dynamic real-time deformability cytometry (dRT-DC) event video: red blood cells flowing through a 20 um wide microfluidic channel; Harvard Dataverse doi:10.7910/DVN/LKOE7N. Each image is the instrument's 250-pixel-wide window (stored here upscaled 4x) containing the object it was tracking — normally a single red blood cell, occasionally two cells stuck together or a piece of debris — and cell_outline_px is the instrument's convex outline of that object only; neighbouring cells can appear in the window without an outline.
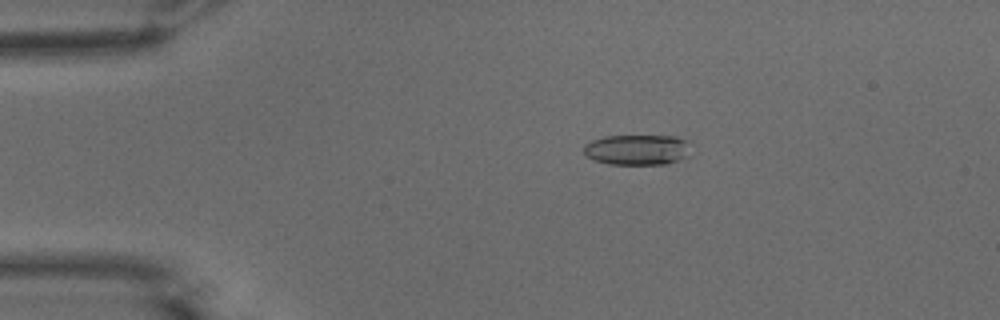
{"species": "common noctule bat (a hibernating species)", "species_latin": "Nyctalus noctula", "temperature_condition": "warm", "stored_images_in_passage": 54, "camera_frame_rate_fps": 3000, "um_per_image_px": 0.085, "animal": {"sex": "male", "body_mass_g": 15.6}, "frame": {"image": 1, "passage_image": 11, "time_ms": 3.333, "image_size_px": [1000, 320], "cell_outline_px": [[688, 156], [664, 164], [608, 164], [584, 156], [584, 144], [592, 140], [604, 136], [676, 136], [688, 140]], "centroid_in_image_um": [54.13, 12.72], "position_along_channel_um": 30.9, "area_um2": 18.96}}
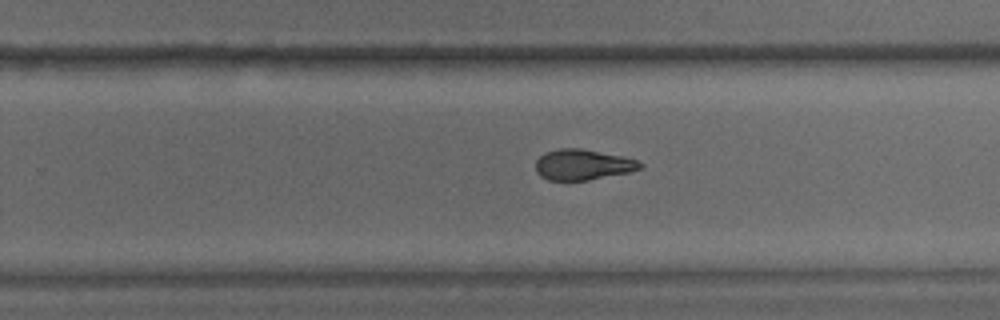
{"frame": {"image": 2, "passage_image": 35, "time_ms": 11.333, "image_size_px": [1000, 320], "cell_outline_px": [[644, 168], [628, 172], [588, 180], [548, 180], [540, 176], [536, 172], [536, 160], [544, 152], [560, 148], [580, 148], [620, 156], [636, 160], [644, 164]], "centroid_in_image_um": [49.51, 14.0], "position_along_channel_um": 280.3, "area_um2": 18.55}}
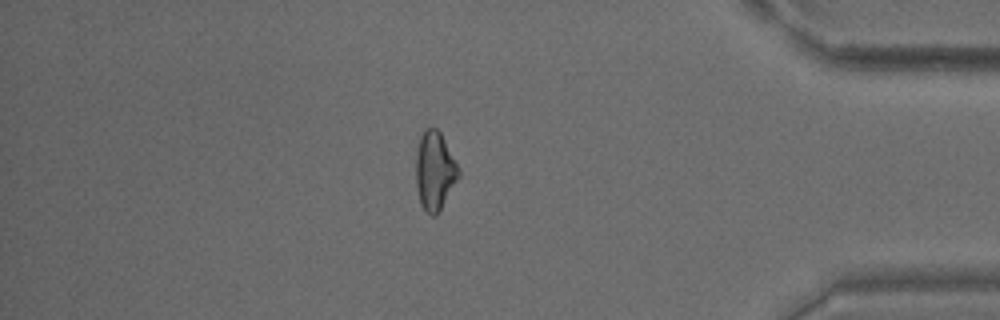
{"frame": {"image": 3, "passage_image": 47, "time_ms": 15.333, "image_size_px": [1000, 320], "cell_outline_px": [[460, 176], [440, 212], [436, 216], [432, 216], [420, 204], [416, 188], [416, 152], [420, 136], [424, 128], [436, 128], [440, 132], [460, 168]], "centroid_in_image_um": [36.96, 14.54], "position_along_channel_um": 398.2, "area_um2": 19.83}, "authors_computed_cell_mechanics": {"area_um2": 19.4208, "velocity_mm_per_s": 3.7636, "shape_relaxation_time_tau1_ms": 6.0074, "shape_relaxation_time_tau2_ms": 1.9138, "deformation_change_tau1": 0.1692, "deformation_change_tau2": 0.0916}}